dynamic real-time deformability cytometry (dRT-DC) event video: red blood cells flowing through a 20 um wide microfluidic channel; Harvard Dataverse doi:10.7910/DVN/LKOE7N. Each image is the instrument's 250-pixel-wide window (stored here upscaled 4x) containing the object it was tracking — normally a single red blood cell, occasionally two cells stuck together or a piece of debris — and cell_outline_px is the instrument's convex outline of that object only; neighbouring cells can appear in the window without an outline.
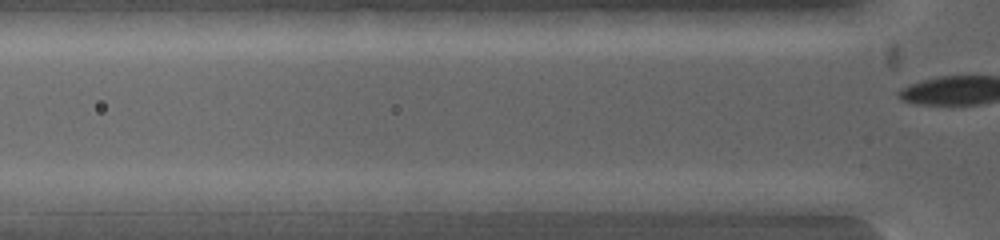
{"species": "common noctule bat (a hibernating species)", "species_latin": "Nyctalus noctula", "temperature_condition": "warm", "stored_images_in_passage": 3, "camera_frame_rate_fps": 5000, "um_per_image_px": 0.085, "animal": {"sex": "female", "body_mass_g": 19.0, "forearm_length_mm": 53.3}, "frame": {"image": 1, "passage_image": 3, "time_ms": 0.4, "image_size_px": [1000, 240], "cell_outline_px": [[612, 200], [576, 212], [496, 212], [492, 200], [516, 192], [600, 192]], "centroid_in_image_um": [46.64, 17.15], "position_along_channel_um": 79.2, "area_um2": 14.57}}